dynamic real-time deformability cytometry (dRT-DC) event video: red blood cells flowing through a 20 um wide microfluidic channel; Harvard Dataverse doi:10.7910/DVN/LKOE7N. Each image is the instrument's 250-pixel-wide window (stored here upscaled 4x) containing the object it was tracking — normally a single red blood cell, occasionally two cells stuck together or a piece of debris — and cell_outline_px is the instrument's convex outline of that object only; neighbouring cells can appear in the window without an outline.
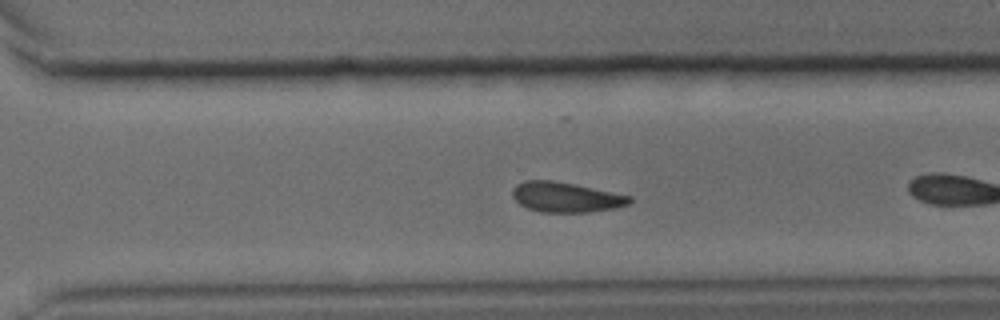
{"species": "common noctule bat (a hibernating species)", "species_latin": "Nyctalus noctula", "temperature_condition": "cold", "stored_images_in_passage": 31, "camera_frame_rate_fps": 3000, "um_per_image_px": 0.085, "animal": {"sex": "male", "body_mass_g": 15.6}, "frame": {"image": 1, "passage_image": 18, "time_ms": 5.667, "image_size_px": [1000, 320], "cell_outline_px": [[632, 200], [628, 204], [616, 208], [588, 212], [544, 212], [528, 208], [520, 204], [512, 196], [512, 188], [516, 184], [524, 180], [552, 180], [632, 196]], "centroid_in_image_um": [48.08, 16.76], "position_along_channel_um": 322.5, "area_um2": 20.35}}
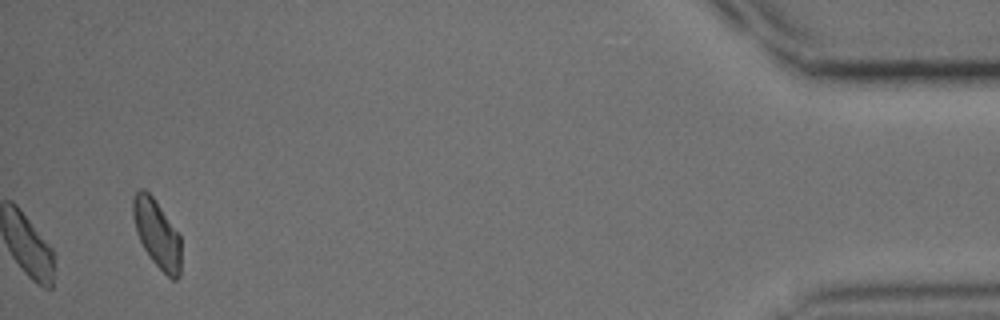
{"frame": {"image": 2, "passage_image": 31, "time_ms": 10.0, "image_size_px": [1000, 320], "cell_outline_px": [[180, 276], [176, 280], [172, 280], [152, 260], [144, 248], [136, 232], [132, 216], [132, 196], [140, 188], [144, 188], [152, 196], [180, 236]], "centroid_in_image_um": [13.31, 19.85], "position_along_channel_um": 421.9, "area_um2": 18.84}}